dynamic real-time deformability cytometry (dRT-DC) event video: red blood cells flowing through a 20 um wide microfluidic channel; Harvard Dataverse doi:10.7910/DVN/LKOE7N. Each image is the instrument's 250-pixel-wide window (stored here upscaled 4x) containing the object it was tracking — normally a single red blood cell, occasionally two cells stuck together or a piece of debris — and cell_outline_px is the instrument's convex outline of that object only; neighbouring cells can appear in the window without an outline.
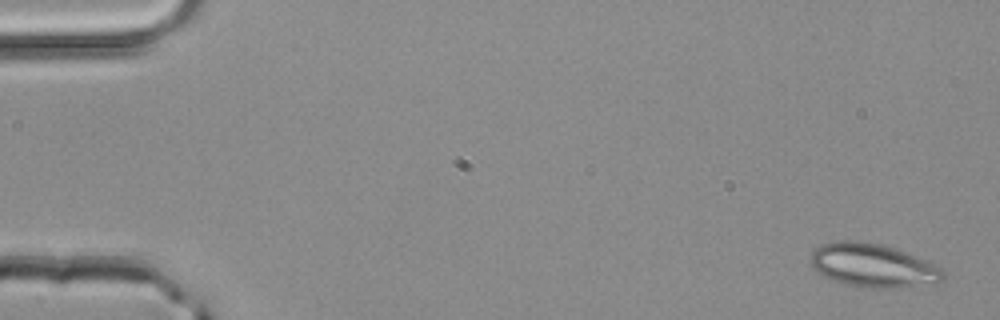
{"species": "common noctule bat (a hibernating species)", "species_latin": "Nyctalus noctula", "temperature_condition": "room temperature", "stored_images_in_passage": 3, "camera_frame_rate_fps": 3000, "um_per_image_px": 0.085, "animal": {"sex": "male", "body_mass_g": 20.4}, "frame": {"image": 1, "passage_image": 1, "time_ms": 0.0, "image_size_px": [1000, 320], "cell_outline_px": [[944, 280], [936, 284], [900, 288], [864, 288], [844, 284], [832, 280], [824, 276], [812, 264], [812, 252], [820, 244], [836, 240], [856, 240], [880, 244], [904, 252], [924, 260], [940, 268], [944, 272]], "centroid_in_image_um": [74.22, 22.58], "position_along_channel_um": 10.8, "area_um2": 33.58}}